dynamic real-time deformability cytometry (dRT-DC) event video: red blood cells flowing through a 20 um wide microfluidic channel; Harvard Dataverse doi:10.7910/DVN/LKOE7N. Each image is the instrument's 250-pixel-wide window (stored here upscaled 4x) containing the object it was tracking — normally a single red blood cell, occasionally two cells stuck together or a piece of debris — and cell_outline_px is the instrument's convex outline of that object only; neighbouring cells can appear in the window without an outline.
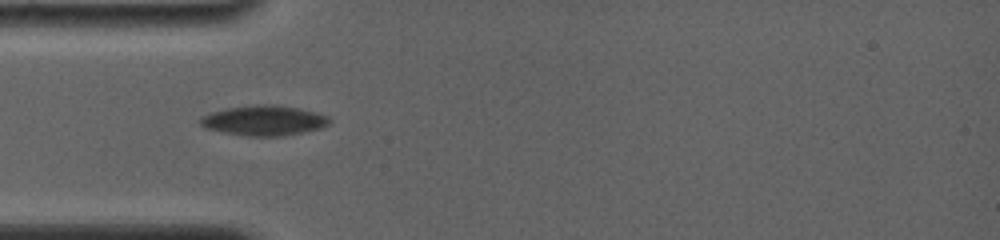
{"species": "common noctule bat (a hibernating species)", "species_latin": "Nyctalus noctula", "temperature_condition": "room temperature", "stored_images_in_passage": 46, "camera_frame_rate_fps": 4000, "um_per_image_px": 0.085, "animal": {"sex": "female", "body_mass_g": 19.0, "forearm_length_mm": 56.7}, "frame": {"image": 1, "passage_image": 1, "time_ms": 0.0, "image_size_px": [1000, 240], "cell_outline_px": [[332, 120], [328, 124], [320, 128], [280, 136], [248, 136], [224, 132], [208, 128], [200, 124], [200, 116], [224, 108], [256, 104], [276, 104], [316, 112], [328, 116]], "centroid_in_image_um": [22.43, 10.22], "position_along_channel_um": 62.6, "area_um2": 22.48}}
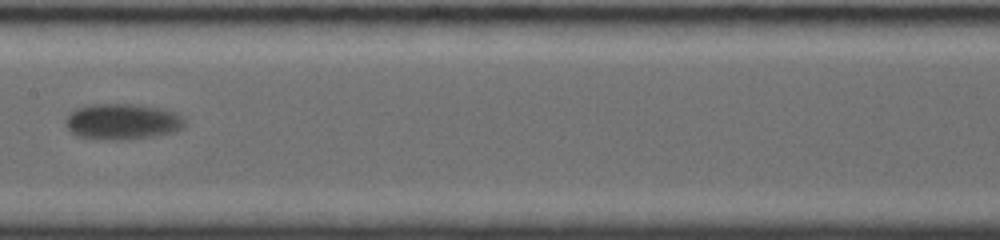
{"frame": {"image": 2, "passage_image": 12, "time_ms": 3.75, "image_size_px": [1000, 240], "cell_outline_px": [[184, 128], [172, 132], [152, 136], [76, 136], [64, 124], [64, 120], [68, 112], [76, 108], [92, 104], [136, 104], [164, 108], [176, 112], [184, 116]], "centroid_in_image_um": [10.43, 10.25], "position_along_channel_um": 197.0, "area_um2": 23.99}}
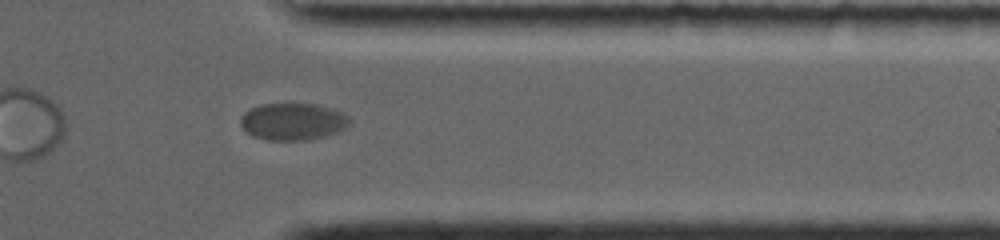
{"frame": {"image": 3, "passage_image": 36, "time_ms": 9.0, "image_size_px": [1000, 240], "cell_outline_px": [[352, 124], [340, 132], [308, 140], [268, 140], [252, 136], [240, 124], [240, 116], [244, 112], [260, 104], [316, 104], [332, 108], [344, 112], [352, 120]], "centroid_in_image_um": [24.95, 10.33], "position_along_channel_um": 386.4, "area_um2": 23.87}, "authors_computed_cell_mechanics": {"area_um2": 23.698, "velocity_mm_per_s": 3.5943, "shape_relaxation_time_tau1_ms": 3.7831, "shape_relaxation_time_tau2_ms": null, "deformation_change_tau1": 0.0887, "deformation_change_tau2": null}}